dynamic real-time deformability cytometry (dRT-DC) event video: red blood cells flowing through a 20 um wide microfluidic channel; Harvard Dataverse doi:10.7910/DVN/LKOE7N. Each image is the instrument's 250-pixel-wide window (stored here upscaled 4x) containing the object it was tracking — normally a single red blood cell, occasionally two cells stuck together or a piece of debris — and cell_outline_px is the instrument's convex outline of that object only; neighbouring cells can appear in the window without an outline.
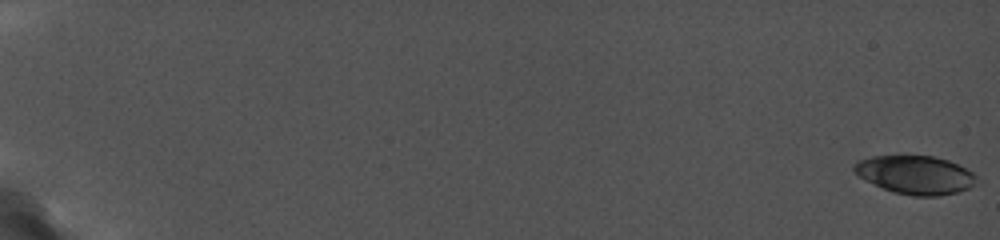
{"species": "common noctule bat (a hibernating species)", "species_latin": "Nyctalus noctula", "temperature_condition": "cold", "stored_images_in_passage": 20, "camera_frame_rate_fps": 5000, "um_per_image_px": 0.085, "animal": {"sex": "female", "body_mass_g": 19.0, "forearm_length_mm": 56.7}, "frame": {"image": 1, "passage_image": 1, "time_ms": 0.0, "image_size_px": [1000, 240], "cell_outline_px": [[980, 176], [968, 188], [960, 192], [940, 196], [912, 196], [892, 192], [864, 180], [852, 168], [856, 160], [872, 156], [936, 156], [948, 160]], "centroid_in_image_um": [77.8, 14.87], "position_along_channel_um": 7.2, "area_um2": 27.51}}
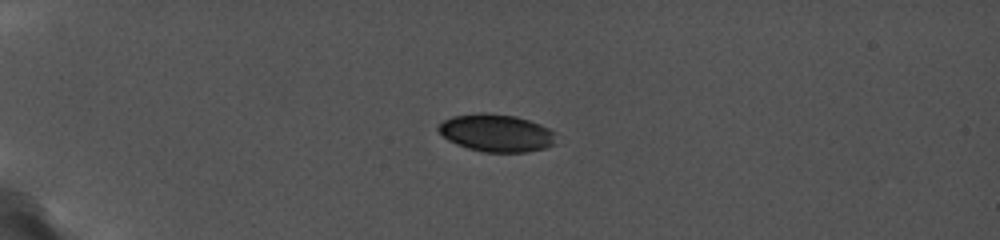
{"frame": {"image": 2, "passage_image": 15, "time_ms": 5.8, "image_size_px": [1000, 240], "cell_outline_px": [[564, 144], [548, 148], [528, 152], [484, 152], [468, 148], [456, 144], [448, 140], [436, 128], [444, 120], [456, 116], [512, 116], [528, 120], [540, 124], [556, 132]], "centroid_in_image_um": [42.38, 11.38], "position_along_channel_um": 42.6, "area_um2": 25.37}}